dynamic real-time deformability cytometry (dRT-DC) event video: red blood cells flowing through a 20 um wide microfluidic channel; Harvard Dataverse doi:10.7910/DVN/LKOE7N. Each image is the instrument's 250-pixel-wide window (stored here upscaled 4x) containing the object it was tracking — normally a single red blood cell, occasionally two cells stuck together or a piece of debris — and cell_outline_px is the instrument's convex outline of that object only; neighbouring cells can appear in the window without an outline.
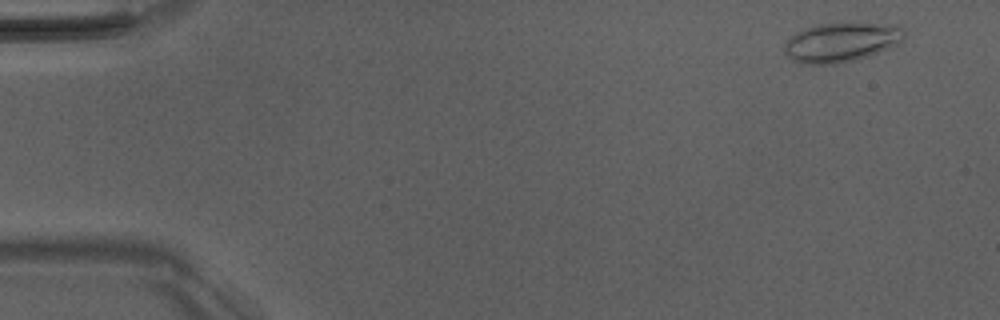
{"species": "Egyptian fruit bat (a non-hibernating species)", "species_latin": "Rousettus aegyptiacus", "temperature_condition": "room temperature", "stored_images_in_passage": 8, "camera_frame_rate_fps": 3000, "um_per_image_px": 0.085, "animal": {"sex": "male"}, "frame": {"image": 1, "passage_image": 2, "time_ms": 1.0, "image_size_px": [1000, 320], "cell_outline_px": [[904, 40], [888, 48], [868, 56], [836, 64], [800, 64], [792, 60], [788, 56], [784, 48], [784, 44], [796, 32], [804, 28], [816, 24], [900, 24], [904, 28]], "centroid_in_image_um": [71.51, 3.59], "position_along_channel_um": 13.5, "area_um2": 27.28}}